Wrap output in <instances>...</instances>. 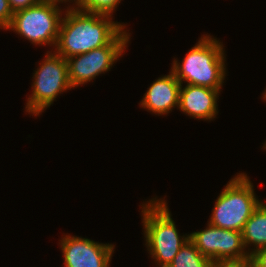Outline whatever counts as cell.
Instances as JSON below:
<instances>
[{
  "mask_svg": "<svg viewBox=\"0 0 266 267\" xmlns=\"http://www.w3.org/2000/svg\"><path fill=\"white\" fill-rule=\"evenodd\" d=\"M55 52L67 59L110 44L125 28L112 16L66 8Z\"/></svg>",
  "mask_w": 266,
  "mask_h": 267,
  "instance_id": "1",
  "label": "cell"
},
{
  "mask_svg": "<svg viewBox=\"0 0 266 267\" xmlns=\"http://www.w3.org/2000/svg\"><path fill=\"white\" fill-rule=\"evenodd\" d=\"M205 35L189 50L182 63L175 59L170 70L181 84L184 81L221 90L226 76L224 47L216 38Z\"/></svg>",
  "mask_w": 266,
  "mask_h": 267,
  "instance_id": "2",
  "label": "cell"
},
{
  "mask_svg": "<svg viewBox=\"0 0 266 267\" xmlns=\"http://www.w3.org/2000/svg\"><path fill=\"white\" fill-rule=\"evenodd\" d=\"M141 209L147 250L158 267H166L189 240V234L179 235L164 199L155 197L142 204Z\"/></svg>",
  "mask_w": 266,
  "mask_h": 267,
  "instance_id": "3",
  "label": "cell"
},
{
  "mask_svg": "<svg viewBox=\"0 0 266 267\" xmlns=\"http://www.w3.org/2000/svg\"><path fill=\"white\" fill-rule=\"evenodd\" d=\"M247 174L230 179L217 197L209 224L222 229L242 232L245 223L261 203Z\"/></svg>",
  "mask_w": 266,
  "mask_h": 267,
  "instance_id": "4",
  "label": "cell"
},
{
  "mask_svg": "<svg viewBox=\"0 0 266 267\" xmlns=\"http://www.w3.org/2000/svg\"><path fill=\"white\" fill-rule=\"evenodd\" d=\"M34 71L32 94L27 98L26 112L37 116L55 101L58 94L71 89L67 60L55 51H47L45 59Z\"/></svg>",
  "mask_w": 266,
  "mask_h": 267,
  "instance_id": "5",
  "label": "cell"
},
{
  "mask_svg": "<svg viewBox=\"0 0 266 267\" xmlns=\"http://www.w3.org/2000/svg\"><path fill=\"white\" fill-rule=\"evenodd\" d=\"M58 4L39 2L13 13L8 30H14L32 44L56 47L62 21ZM61 10V11H60Z\"/></svg>",
  "mask_w": 266,
  "mask_h": 267,
  "instance_id": "6",
  "label": "cell"
},
{
  "mask_svg": "<svg viewBox=\"0 0 266 267\" xmlns=\"http://www.w3.org/2000/svg\"><path fill=\"white\" fill-rule=\"evenodd\" d=\"M123 30L110 44L67 58L68 78L72 88L90 82L111 69L125 52L130 34Z\"/></svg>",
  "mask_w": 266,
  "mask_h": 267,
  "instance_id": "7",
  "label": "cell"
},
{
  "mask_svg": "<svg viewBox=\"0 0 266 267\" xmlns=\"http://www.w3.org/2000/svg\"><path fill=\"white\" fill-rule=\"evenodd\" d=\"M206 229L189 234L199 252L211 261L240 259L250 256L242 232L217 228L208 223Z\"/></svg>",
  "mask_w": 266,
  "mask_h": 267,
  "instance_id": "8",
  "label": "cell"
},
{
  "mask_svg": "<svg viewBox=\"0 0 266 267\" xmlns=\"http://www.w3.org/2000/svg\"><path fill=\"white\" fill-rule=\"evenodd\" d=\"M64 267H109L115 246L64 235L60 240Z\"/></svg>",
  "mask_w": 266,
  "mask_h": 267,
  "instance_id": "9",
  "label": "cell"
},
{
  "mask_svg": "<svg viewBox=\"0 0 266 267\" xmlns=\"http://www.w3.org/2000/svg\"><path fill=\"white\" fill-rule=\"evenodd\" d=\"M220 91L189 84L183 87L181 84L178 108L192 118L211 121L218 113Z\"/></svg>",
  "mask_w": 266,
  "mask_h": 267,
  "instance_id": "10",
  "label": "cell"
},
{
  "mask_svg": "<svg viewBox=\"0 0 266 267\" xmlns=\"http://www.w3.org/2000/svg\"><path fill=\"white\" fill-rule=\"evenodd\" d=\"M180 87L181 83L170 71L169 75L158 78L150 85L140 106L155 115L168 114L179 105Z\"/></svg>",
  "mask_w": 266,
  "mask_h": 267,
  "instance_id": "11",
  "label": "cell"
},
{
  "mask_svg": "<svg viewBox=\"0 0 266 267\" xmlns=\"http://www.w3.org/2000/svg\"><path fill=\"white\" fill-rule=\"evenodd\" d=\"M242 240L245 249L249 247V244L254 245L252 251L248 248L249 254L266 247V204L262 201L245 223L242 230Z\"/></svg>",
  "mask_w": 266,
  "mask_h": 267,
  "instance_id": "12",
  "label": "cell"
},
{
  "mask_svg": "<svg viewBox=\"0 0 266 267\" xmlns=\"http://www.w3.org/2000/svg\"><path fill=\"white\" fill-rule=\"evenodd\" d=\"M211 263L212 261L204 257L189 239L168 267H210Z\"/></svg>",
  "mask_w": 266,
  "mask_h": 267,
  "instance_id": "13",
  "label": "cell"
},
{
  "mask_svg": "<svg viewBox=\"0 0 266 267\" xmlns=\"http://www.w3.org/2000/svg\"><path fill=\"white\" fill-rule=\"evenodd\" d=\"M121 0H79L77 9L102 15L112 16Z\"/></svg>",
  "mask_w": 266,
  "mask_h": 267,
  "instance_id": "14",
  "label": "cell"
},
{
  "mask_svg": "<svg viewBox=\"0 0 266 267\" xmlns=\"http://www.w3.org/2000/svg\"><path fill=\"white\" fill-rule=\"evenodd\" d=\"M210 267H253V261L251 256L240 259L218 260L212 261Z\"/></svg>",
  "mask_w": 266,
  "mask_h": 267,
  "instance_id": "15",
  "label": "cell"
},
{
  "mask_svg": "<svg viewBox=\"0 0 266 267\" xmlns=\"http://www.w3.org/2000/svg\"><path fill=\"white\" fill-rule=\"evenodd\" d=\"M13 17L8 0H0V28L7 30Z\"/></svg>",
  "mask_w": 266,
  "mask_h": 267,
  "instance_id": "16",
  "label": "cell"
},
{
  "mask_svg": "<svg viewBox=\"0 0 266 267\" xmlns=\"http://www.w3.org/2000/svg\"><path fill=\"white\" fill-rule=\"evenodd\" d=\"M253 267H266V247L257 249L250 254Z\"/></svg>",
  "mask_w": 266,
  "mask_h": 267,
  "instance_id": "17",
  "label": "cell"
},
{
  "mask_svg": "<svg viewBox=\"0 0 266 267\" xmlns=\"http://www.w3.org/2000/svg\"><path fill=\"white\" fill-rule=\"evenodd\" d=\"M10 9L14 12L26 9L30 6L35 5L36 3L41 2V0H8Z\"/></svg>",
  "mask_w": 266,
  "mask_h": 267,
  "instance_id": "18",
  "label": "cell"
},
{
  "mask_svg": "<svg viewBox=\"0 0 266 267\" xmlns=\"http://www.w3.org/2000/svg\"><path fill=\"white\" fill-rule=\"evenodd\" d=\"M42 2H48V3H55V4H60V3H65V2H70V1H74L75 3H73V4H75V6H73V7H67V8H77L78 7V4H79V0H41Z\"/></svg>",
  "mask_w": 266,
  "mask_h": 267,
  "instance_id": "19",
  "label": "cell"
},
{
  "mask_svg": "<svg viewBox=\"0 0 266 267\" xmlns=\"http://www.w3.org/2000/svg\"><path fill=\"white\" fill-rule=\"evenodd\" d=\"M265 93H263V99L266 101V89H265V91H264Z\"/></svg>",
  "mask_w": 266,
  "mask_h": 267,
  "instance_id": "20",
  "label": "cell"
}]
</instances>
